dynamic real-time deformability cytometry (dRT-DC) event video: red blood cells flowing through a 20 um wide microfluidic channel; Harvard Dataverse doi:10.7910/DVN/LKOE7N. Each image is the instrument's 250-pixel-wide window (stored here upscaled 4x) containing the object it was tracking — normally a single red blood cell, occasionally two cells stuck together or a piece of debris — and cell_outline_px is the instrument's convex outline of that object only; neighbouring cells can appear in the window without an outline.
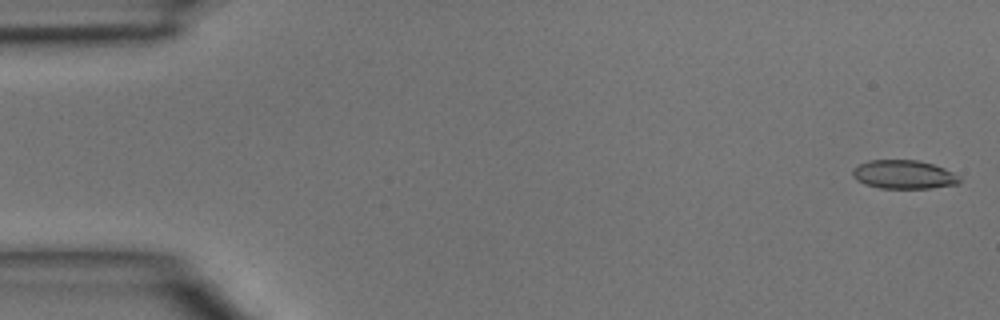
{"species": "common noctule bat (a hibernating species)", "species_latin": "Nyctalus noctula", "temperature_condition": "room temperature", "stored_images_in_passage": 46, "camera_frame_rate_fps": 3000, "um_per_image_px": 0.085, "animal": {"sex": "male", "body_mass_g": 15.6}, "frame": {"image": 1, "passage_image": 1, "time_ms": 0.0, "image_size_px": [1000, 320], "cell_outline_px": [[960, 180], [956, 184], [932, 188], [880, 188], [864, 184], [856, 180], [852, 172], [860, 164], [872, 160], [916, 160], [932, 164], [944, 168], [960, 176]], "centroid_in_image_um": [76.83, 14.84], "position_along_channel_um": 8.2, "area_um2": 17.63}}
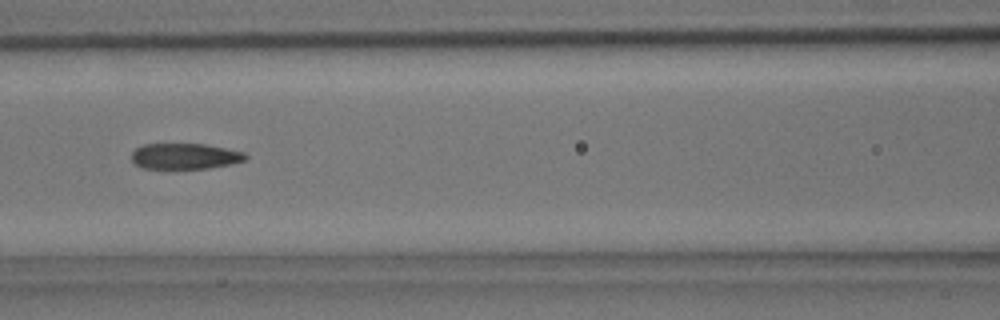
{"frame": {"image": 2, "passage_image": 20, "time_ms": 6.333, "image_size_px": [1000, 320], "cell_outline_px": [[248, 156], [244, 160], [228, 164], [208, 168], [144, 168], [136, 164], [132, 160], [132, 152], [136, 148], [144, 144], [204, 144], [244, 152]], "centroid_in_image_um": [15.7, 13.27], "position_along_channel_um": 150.9, "area_um2": 16.82}}
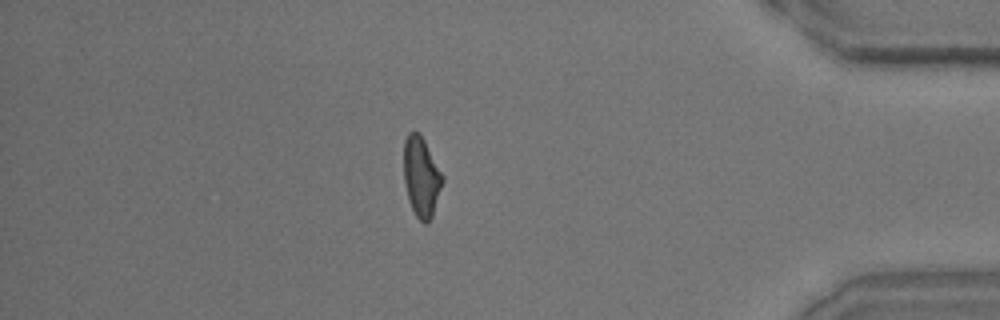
{"frame": {"image": 3, "passage_image": 40, "time_ms": 13.0, "image_size_px": [1000, 320], "cell_outline_px": [[444, 180], [432, 216], [428, 224], [424, 224], [416, 216], [408, 200], [404, 180], [404, 140], [408, 132], [420, 132], [444, 176]], "centroid_in_image_um": [35.81, 15.02], "position_along_channel_um": 399.4, "area_um2": 18.15}}